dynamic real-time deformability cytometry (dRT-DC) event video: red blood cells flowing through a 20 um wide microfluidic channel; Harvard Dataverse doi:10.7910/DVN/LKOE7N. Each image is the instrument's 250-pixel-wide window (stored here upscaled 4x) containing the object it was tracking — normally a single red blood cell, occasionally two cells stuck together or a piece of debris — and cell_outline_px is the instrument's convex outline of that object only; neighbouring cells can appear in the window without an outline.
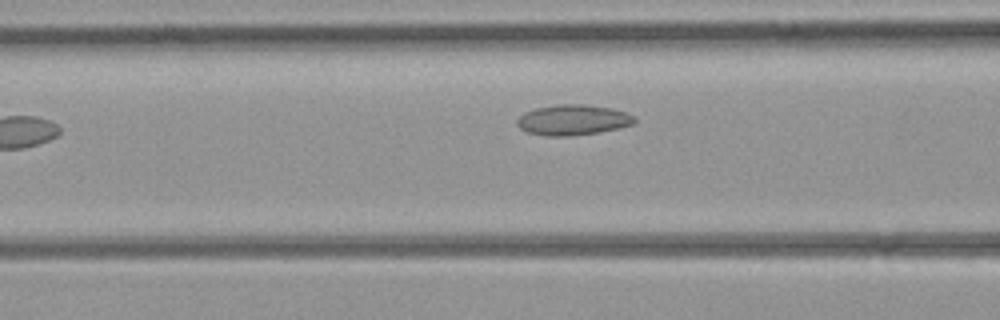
{"species": "common noctule bat (a hibernating species)", "species_latin": "Nyctalus noctula", "temperature_condition": "room temperature", "stored_images_in_passage": 25, "camera_frame_rate_fps": 3000, "um_per_image_px": 0.085, "animal": {"sex": "female", "body_mass_g": 21.9}, "frame": {"image": 1, "passage_image": 5, "time_ms": 1.333, "image_size_px": [1000, 320], "cell_outline_px": [[636, 120], [632, 124], [620, 128], [600, 132], [568, 136], [544, 136], [528, 132], [520, 128], [516, 124], [516, 120], [524, 112], [536, 108], [560, 104], [584, 104], [612, 108], [624, 112], [632, 116]], "centroid_in_image_um": [48.67, 10.2], "position_along_channel_um": 117.9, "area_um2": 20.81}}
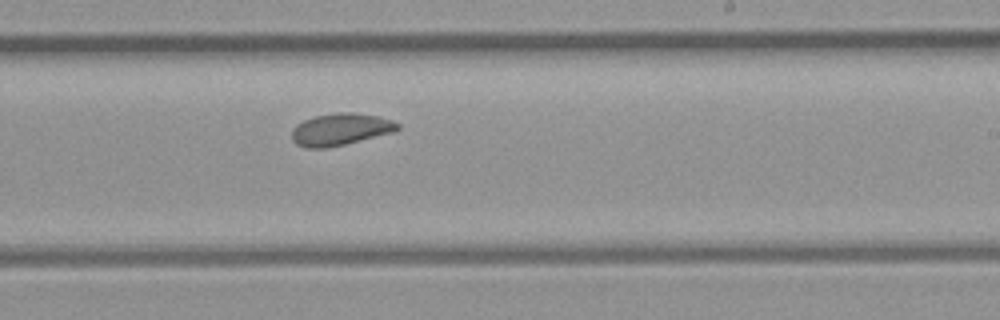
{"frame": {"image": 2, "passage_image": 14, "time_ms": 4.333, "image_size_px": [1000, 320], "cell_outline_px": [[400, 128], [396, 132], [328, 148], [308, 148], [296, 144], [292, 140], [292, 128], [296, 124], [304, 120], [316, 116], [340, 112], [352, 112], [380, 116], [392, 120], [400, 124]], "centroid_in_image_um": [28.97, 11.0], "position_along_channel_um": 260.0, "area_um2": 19.94}}
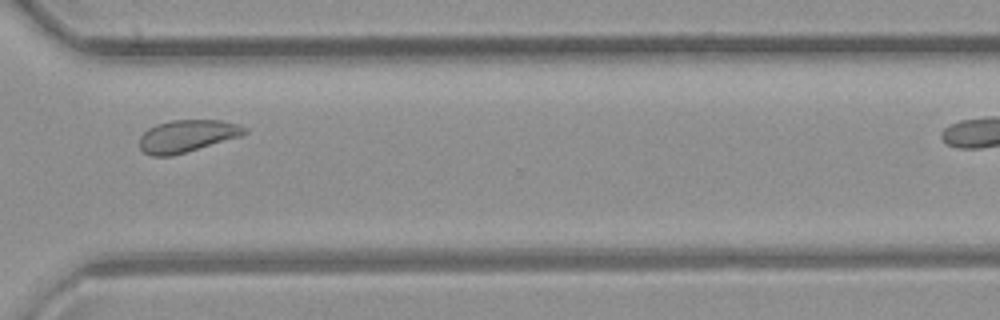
{"frame": {"image": 3, "passage_image": 20, "time_ms": 6.333, "image_size_px": [1000, 320], "cell_outline_px": [[248, 132], [240, 136], [172, 156], [152, 156], [144, 152], [140, 148], [140, 136], [148, 128], [156, 124], [172, 120], [220, 120], [236, 124], [248, 128]], "centroid_in_image_um": [15.88, 11.56], "position_along_channel_um": 354.7, "area_um2": 19.59}}